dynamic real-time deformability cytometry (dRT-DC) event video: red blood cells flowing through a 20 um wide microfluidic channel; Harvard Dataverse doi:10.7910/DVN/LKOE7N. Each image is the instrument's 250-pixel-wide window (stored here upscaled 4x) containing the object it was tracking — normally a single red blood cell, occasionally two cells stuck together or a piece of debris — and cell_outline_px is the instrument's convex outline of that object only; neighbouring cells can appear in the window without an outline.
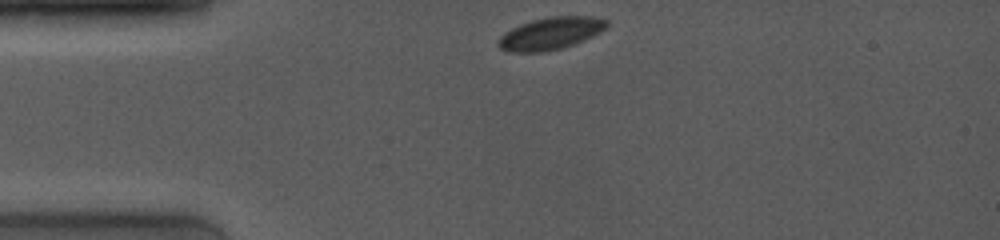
{"species": "common noctule bat (a hibernating species)", "species_latin": "Nyctalus noctula", "temperature_condition": "room temperature", "stored_images_in_passage": 45, "camera_frame_rate_fps": 4000, "um_per_image_px": 0.085, "animal": {"sex": "female", "body_mass_g": 19.0, "forearm_length_mm": 53.3}, "frame": {"image": 1, "passage_image": 1, "time_ms": 0.0, "image_size_px": [1000, 240], "cell_outline_px": [[608, 24], [600, 32], [572, 44], [560, 48], [540, 52], [512, 52], [500, 48], [496, 44], [496, 40], [504, 32], [520, 24], [532, 20], [548, 16], [600, 16], [608, 20]], "centroid_in_image_um": [46.77, 2.82], "position_along_channel_um": 38.2, "area_um2": 20.35}}
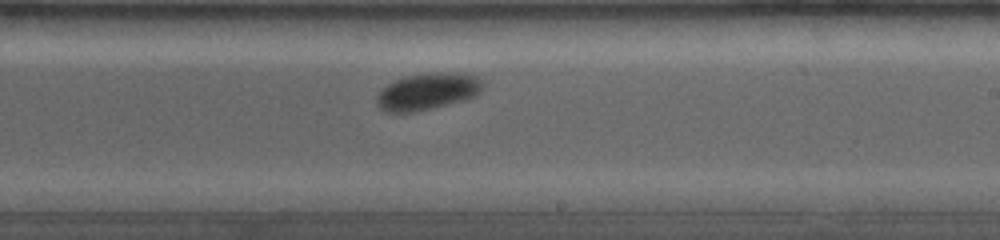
{"frame": {"image": 2, "passage_image": 26, "time_ms": 6.25, "image_size_px": [1000, 240], "cell_outline_px": [[484, 84], [480, 92], [476, 96], [448, 104], [432, 108], [412, 112], [384, 112], [376, 104], [376, 96], [388, 84], [404, 76], [440, 72], [448, 72], [476, 76]], "centroid_in_image_um": [36.33, 7.78], "position_along_channel_um": 252.7, "area_um2": 22.48}}
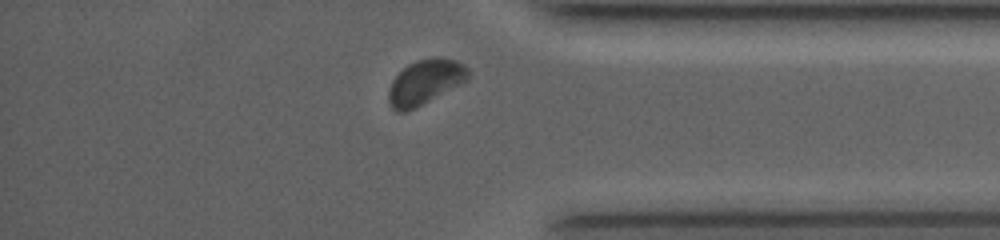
{"frame": {"image": 3, "passage_image": 41, "time_ms": 10.0, "image_size_px": [1000, 240], "cell_outline_px": [[472, 72], [468, 80], [404, 112], [396, 112], [392, 108], [388, 100], [388, 88], [392, 80], [408, 64], [416, 60], [436, 56], [440, 56], [456, 60], [464, 64]], "centroid_in_image_um": [36.15, 6.93], "position_along_channel_um": 399.0, "area_um2": 20.69}, "authors_computed_cell_mechanics": {"area_um2": 21.6172, "velocity_mm_per_s": 3.955, "shape_relaxation_time_tau1_ms": 1.6722, "shape_relaxation_time_tau2_ms": null, "deformation_change_tau1": 0.0644, "deformation_change_tau2": null}}